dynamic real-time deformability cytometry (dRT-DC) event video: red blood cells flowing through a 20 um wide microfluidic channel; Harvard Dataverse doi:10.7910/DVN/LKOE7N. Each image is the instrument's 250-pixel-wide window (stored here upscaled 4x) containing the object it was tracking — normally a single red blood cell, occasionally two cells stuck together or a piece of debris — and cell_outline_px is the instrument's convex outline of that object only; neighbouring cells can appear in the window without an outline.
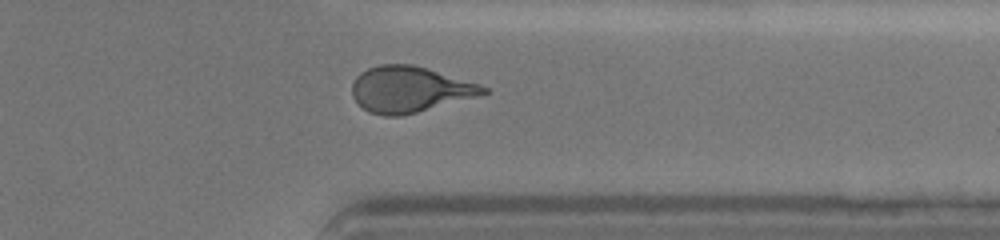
{"species": "human", "species_latin": "Homo sapiens", "temperature_condition": "cold", "stored_images_in_passage": 37, "camera_frame_rate_fps": 3000, "um_per_image_px": 0.085, "donor": {"sex": "female"}, "frame": {"image": 1, "passage_image": 33, "time_ms": 9.0, "image_size_px": [1000, 240], "cell_outline_px": [[488, 92], [476, 96], [416, 112], [400, 116], [384, 116], [368, 112], [352, 96], [352, 84], [356, 76], [360, 72], [368, 68], [380, 64], [412, 64], [480, 84], [488, 88]], "centroid_in_image_um": [34.77, 7.59], "position_along_channel_um": 376.6, "area_um2": 34.68}}